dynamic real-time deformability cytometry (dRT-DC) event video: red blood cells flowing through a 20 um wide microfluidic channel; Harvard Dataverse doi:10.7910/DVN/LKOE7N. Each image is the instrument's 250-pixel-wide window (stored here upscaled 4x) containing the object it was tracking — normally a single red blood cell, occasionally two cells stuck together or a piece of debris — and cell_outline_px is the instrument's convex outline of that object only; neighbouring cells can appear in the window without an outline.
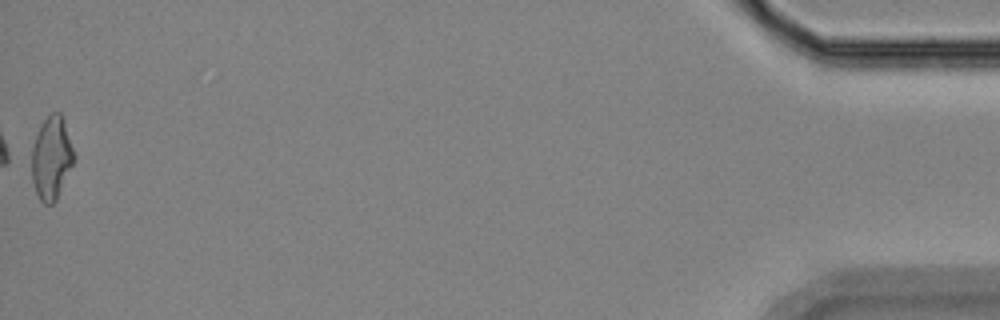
{"species": "Egyptian fruit bat (a non-hibernating species)", "species_latin": "Rousettus aegyptiacus", "temperature_condition": "room temperature", "stored_images_in_passage": 52, "camera_frame_rate_fps": 3000, "um_per_image_px": 0.085, "animal": {"sex": "female"}, "frame": {"image": 1, "passage_image": 52, "time_ms": 17.0, "image_size_px": [1000, 320], "cell_outline_px": [[76, 156], [56, 200], [52, 204], [44, 204], [40, 200], [36, 192], [32, 180], [32, 148], [40, 124], [52, 112], [60, 112], [64, 120]], "centroid_in_image_um": [4.38, 13.41], "position_along_channel_um": 430.8, "area_um2": 20.35}, "authors_computed_cell_mechanics": {"area_um2": 20.519, "velocity_mm_per_s": 3.6519, "shape_relaxation_time_tau1_ms": null, "shape_relaxation_time_tau2_ms": 3.6826, "deformation_change_tau1": null, "deformation_change_tau2": 0.1271}}